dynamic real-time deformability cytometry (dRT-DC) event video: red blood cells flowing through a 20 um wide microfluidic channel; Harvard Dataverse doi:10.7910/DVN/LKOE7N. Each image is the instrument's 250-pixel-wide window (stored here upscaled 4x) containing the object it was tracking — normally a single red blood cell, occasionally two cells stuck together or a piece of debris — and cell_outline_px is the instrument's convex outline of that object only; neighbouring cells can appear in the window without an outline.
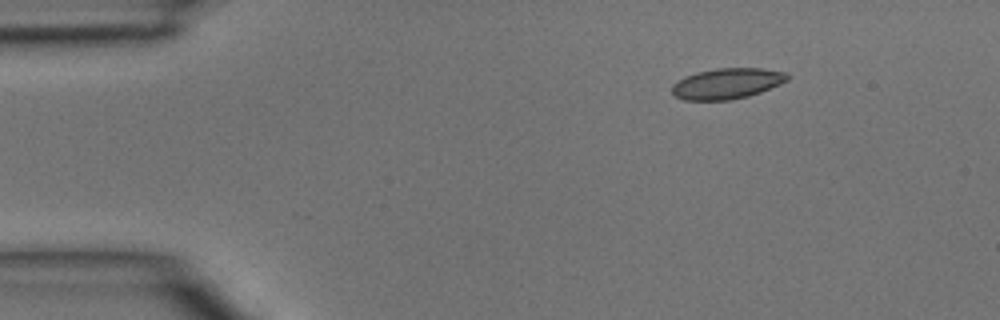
{"species": "common noctule bat (a hibernating species)", "species_latin": "Nyctalus noctula", "temperature_condition": "room temperature", "stored_images_in_passage": 39, "camera_frame_rate_fps": 3000, "um_per_image_px": 0.085, "animal": {"sex": "male", "body_mass_g": 15.6}, "frame": {"image": 1, "passage_image": 1, "time_ms": 0.0, "image_size_px": [1000, 320], "cell_outline_px": [[788, 80], [760, 92], [748, 96], [728, 100], [684, 100], [676, 96], [672, 92], [672, 84], [676, 80], [684, 76], [696, 72], [716, 68], [764, 68], [788, 72]], "centroid_in_image_um": [61.77, 7.09], "position_along_channel_um": 23.2, "area_um2": 20.75}}
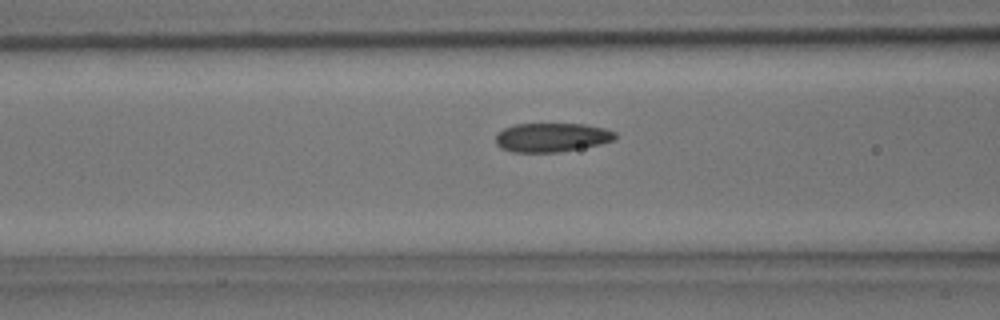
{"frame": {"image": 2, "passage_image": 12, "time_ms": 3.667, "image_size_px": [1000, 320], "cell_outline_px": [[616, 136], [612, 140], [600, 144], [560, 152], [512, 152], [500, 148], [496, 144], [496, 136], [504, 128], [516, 124], [584, 124], [604, 128], [616, 132]], "centroid_in_image_um": [46.88, 11.68], "position_along_channel_um": 119.7, "area_um2": 20.06}}
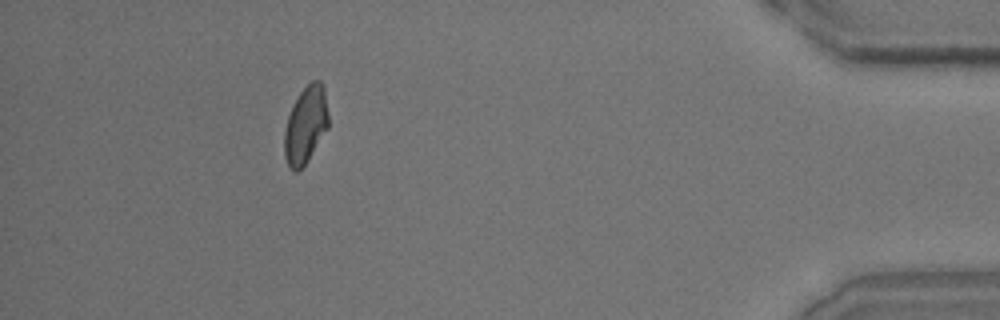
{"frame": {"image": 3, "passage_image": 35, "time_ms": 11.333, "image_size_px": [1000, 320], "cell_outline_px": [[328, 128], [304, 164], [296, 172], [292, 172], [284, 156], [284, 132], [288, 116], [300, 92], [312, 80], [320, 80], [324, 84], [328, 116]], "centroid_in_image_um": [25.98, 10.6], "position_along_channel_um": 409.2, "area_um2": 19.54}}